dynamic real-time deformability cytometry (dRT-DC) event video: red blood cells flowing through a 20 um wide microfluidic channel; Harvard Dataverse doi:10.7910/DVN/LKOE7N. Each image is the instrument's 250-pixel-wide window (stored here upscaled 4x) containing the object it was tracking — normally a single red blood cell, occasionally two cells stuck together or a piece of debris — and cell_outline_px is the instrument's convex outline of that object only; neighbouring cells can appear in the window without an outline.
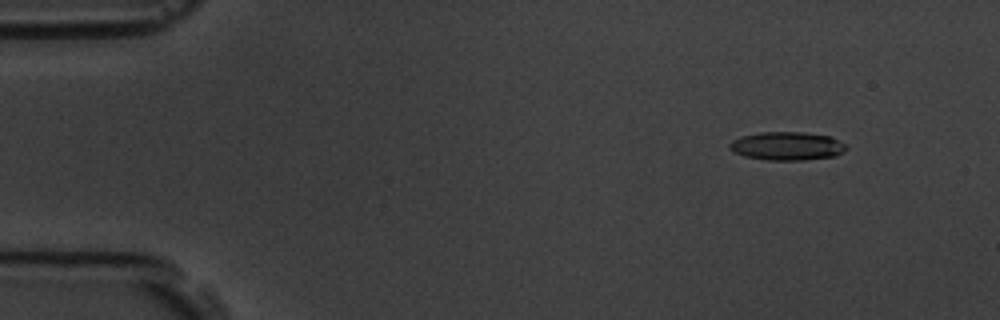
{"species": "common noctule bat (a hibernating species)", "species_latin": "Nyctalus noctula", "temperature_condition": "room temperature", "stored_images_in_passage": 5, "camera_frame_rate_fps": 3000, "um_per_image_px": 0.085, "animal": {"sex": "male", "body_mass_g": 19.5, "forearm_length_mm": 54.6}, "frame": {"image": 1, "passage_image": 2, "time_ms": 1.0, "image_size_px": [1000, 320], "cell_outline_px": [[848, 148], [836, 156], [804, 160], [768, 160], [744, 156], [728, 148], [728, 144], [732, 140], [740, 136], [760, 132], [800, 132], [828, 136], [844, 144]], "centroid_in_image_um": [66.86, 12.41], "position_along_channel_um": 18.1, "area_um2": 19.19}}
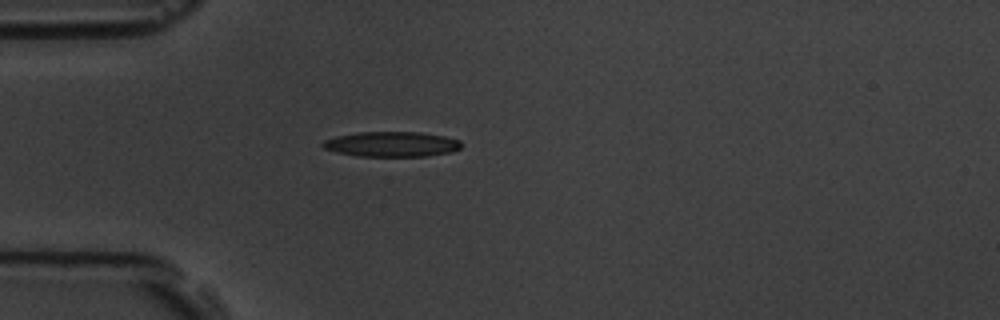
{"frame": {"image": 2, "passage_image": 5, "time_ms": 4.333, "image_size_px": [1000, 320], "cell_outline_px": [[460, 148], [452, 152], [428, 156], [356, 156], [324, 148], [320, 144], [324, 140], [336, 136], [360, 132], [420, 132], [444, 136], [460, 140]], "centroid_in_image_um": [33.3, 12.25], "position_along_channel_um": 51.7, "area_um2": 20.17}}